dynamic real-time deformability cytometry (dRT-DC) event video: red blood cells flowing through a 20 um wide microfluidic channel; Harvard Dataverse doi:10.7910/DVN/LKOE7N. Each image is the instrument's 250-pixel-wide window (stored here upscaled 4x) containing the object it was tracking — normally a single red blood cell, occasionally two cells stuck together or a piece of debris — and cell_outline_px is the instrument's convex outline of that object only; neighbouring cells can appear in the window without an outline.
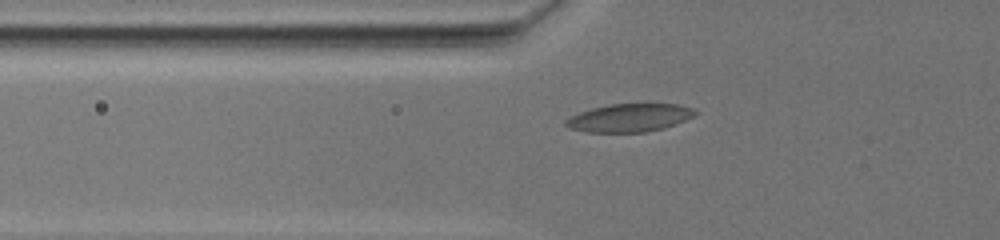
{"species": "common noctule bat (a hibernating species)", "species_latin": "Nyctalus noctula", "temperature_condition": "warm", "stored_images_in_passage": 44, "camera_frame_rate_fps": 3000, "um_per_image_px": 0.085, "animal": {"sex": "female", "body_mass_g": 19.5, "forearm_length_mm": 54.1}, "frame": {"image": 1, "passage_image": 16, "time_ms": 8.0, "image_size_px": [1000, 240], "cell_outline_px": [[700, 112], [684, 120], [664, 128], [644, 132], [584, 132], [572, 128], [564, 124], [564, 120], [580, 112], [592, 108], [612, 104], [676, 104], [692, 108]], "centroid_in_image_um": [53.5, 10.01], "position_along_channel_um": 72.3, "area_um2": 20.92}}
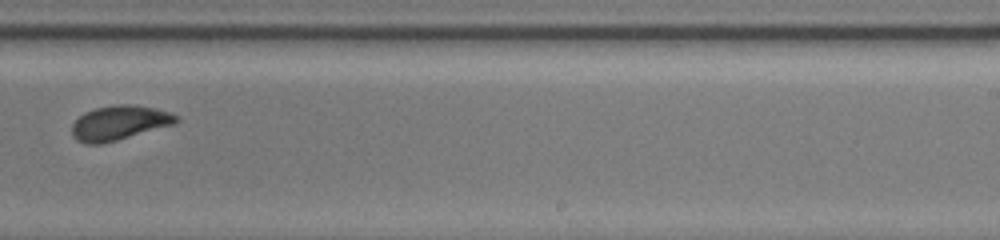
{"frame": {"image": 2, "passage_image": 28, "time_ms": 15.0, "image_size_px": [1000, 240], "cell_outline_px": [[180, 120], [176, 124], [116, 140], [100, 144], [84, 144], [76, 140], [72, 136], [72, 124], [84, 112], [96, 108], [120, 104], [128, 104], [156, 108], [172, 112], [180, 116]], "centroid_in_image_um": [10.18, 10.44], "position_along_channel_um": 278.8, "area_um2": 21.1}}
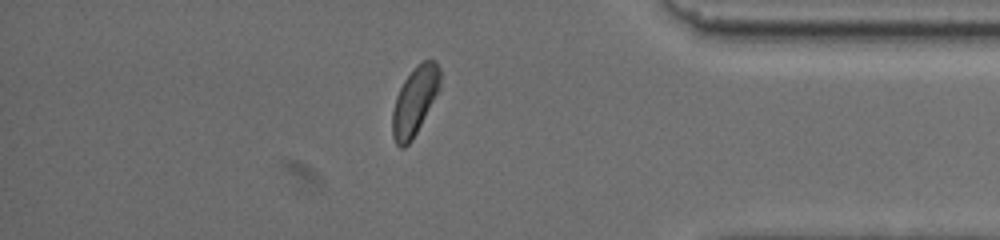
{"frame": {"image": 3, "passage_image": 40, "time_ms": 19.667, "image_size_px": [1000, 240], "cell_outline_px": [[440, 88], [412, 140], [404, 148], [400, 148], [396, 144], [392, 136], [392, 112], [396, 96], [404, 80], [424, 60], [436, 60], [440, 68]], "centroid_in_image_um": [35.24, 8.61], "position_along_channel_um": 400.0, "area_um2": 18.67}}